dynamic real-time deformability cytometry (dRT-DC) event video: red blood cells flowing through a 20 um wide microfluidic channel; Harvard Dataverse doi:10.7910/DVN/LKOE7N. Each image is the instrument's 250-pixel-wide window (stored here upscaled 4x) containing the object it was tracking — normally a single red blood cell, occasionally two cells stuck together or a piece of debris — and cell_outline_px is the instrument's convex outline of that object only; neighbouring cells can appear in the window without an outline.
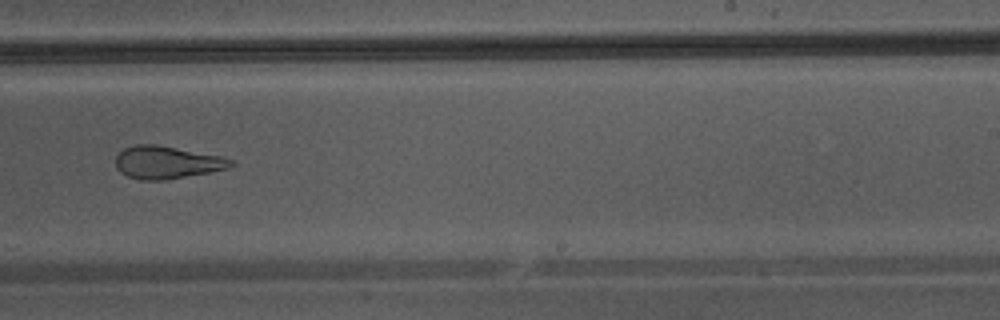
{"species": "Egyptian fruit bat (a non-hibernating species)", "species_latin": "Rousettus aegyptiacus", "temperature_condition": "warm", "stored_images_in_passage": 39, "camera_frame_rate_fps": 3000, "um_per_image_px": 0.085, "animal": {"sex": "male"}, "frame": {"image": 1, "passage_image": 23, "time_ms": 7.333, "image_size_px": [1000, 320], "cell_outline_px": [[236, 164], [228, 168], [208, 172], [164, 180], [140, 180], [128, 176], [120, 172], [116, 168], [116, 156], [124, 148], [136, 144], [156, 144], [220, 156], [232, 160]], "centroid_in_image_um": [14.15, 13.8], "position_along_channel_um": 274.8, "area_um2": 21.73}}